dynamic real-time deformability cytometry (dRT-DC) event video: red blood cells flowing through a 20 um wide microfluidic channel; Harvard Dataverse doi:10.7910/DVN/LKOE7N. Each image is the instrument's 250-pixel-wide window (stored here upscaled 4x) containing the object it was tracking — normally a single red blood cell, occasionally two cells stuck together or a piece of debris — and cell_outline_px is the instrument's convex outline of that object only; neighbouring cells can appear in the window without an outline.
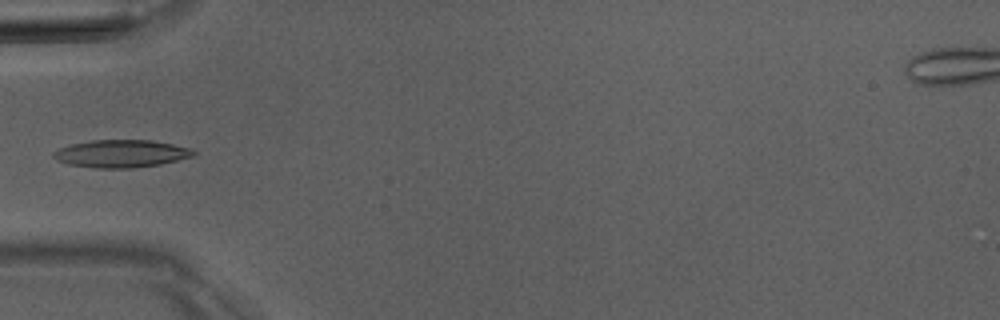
{"species": "Egyptian fruit bat (a non-hibernating species)", "species_latin": "Rousettus aegyptiacus", "temperature_condition": "room temperature", "stored_images_in_passage": 2, "camera_frame_rate_fps": 3000, "um_per_image_px": 0.085, "animal": {"sex": "male"}, "frame": {"image": 1, "passage_image": 1, "time_ms": 0.0, "image_size_px": [1000, 320], "cell_outline_px": [[196, 156], [160, 164], [132, 168], [96, 168], [68, 164], [56, 160], [52, 156], [52, 152], [60, 148], [72, 144], [92, 140], [152, 140], [172, 144], [188, 148], [196, 152]], "centroid_in_image_um": [10.29, 13.06], "position_along_channel_um": 74.7, "area_um2": 22.48}}